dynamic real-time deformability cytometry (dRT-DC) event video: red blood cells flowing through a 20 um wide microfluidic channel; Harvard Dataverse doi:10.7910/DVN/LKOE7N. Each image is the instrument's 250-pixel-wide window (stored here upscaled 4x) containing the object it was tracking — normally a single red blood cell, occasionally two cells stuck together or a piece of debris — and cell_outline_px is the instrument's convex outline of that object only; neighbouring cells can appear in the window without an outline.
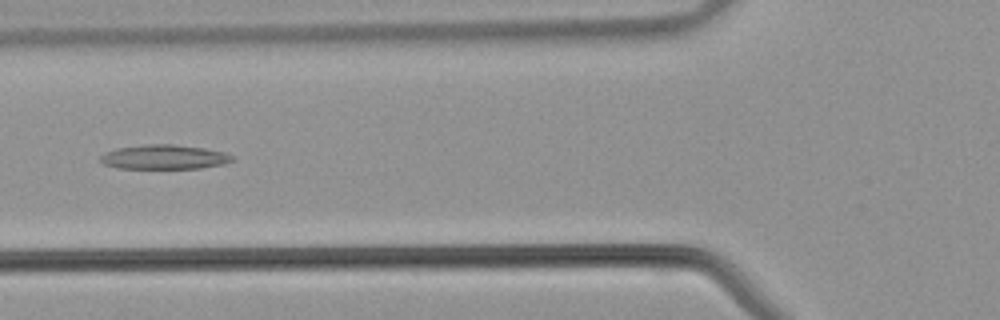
{"species": "common noctule bat (a hibernating species)", "species_latin": "Nyctalus noctula", "temperature_condition": "warm", "stored_images_in_passage": 36, "camera_frame_rate_fps": 3000, "um_per_image_px": 0.085, "animal": {"sex": "male", "body_mass_g": 21.5, "forearm_length_mm": 52.0}, "frame": {"image": 1, "passage_image": 10, "time_ms": 3.0, "image_size_px": [1000, 320], "cell_outline_px": [[236, 160], [224, 164], [200, 168], [116, 168], [104, 164], [100, 160], [100, 156], [104, 152], [116, 148], [144, 144], [172, 144], [204, 148], [224, 152], [232, 156]], "centroid_in_image_um": [13.94, 13.34], "position_along_channel_um": 111.9, "area_um2": 18.84}}
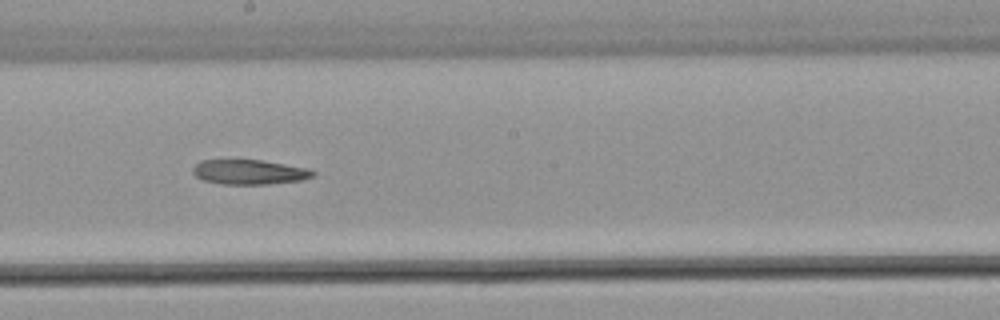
{"frame": {"image": 2, "passage_image": 17, "time_ms": 5.333, "image_size_px": [1000, 320], "cell_outline_px": [[316, 176], [300, 180], [268, 184], [220, 184], [204, 180], [196, 176], [192, 172], [192, 168], [200, 160], [260, 160], [308, 168], [316, 172]], "centroid_in_image_um": [21.19, 14.62], "position_along_channel_um": 227.0, "area_um2": 17.28}}
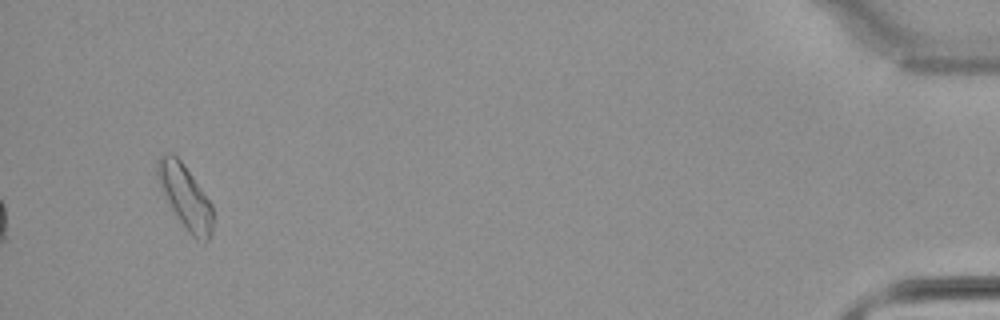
{"frame": {"image": 3, "passage_image": 34, "time_ms": 11.0, "image_size_px": [1000, 320], "cell_outline_px": [[212, 232], [208, 240], [204, 244], [196, 240], [188, 232], [164, 196], [160, 188], [156, 172], [156, 160], [160, 156], [168, 152], [172, 152], [180, 160], [212, 204]], "centroid_in_image_um": [15.73, 16.73], "position_along_channel_um": 419.5, "area_um2": 20.35}}